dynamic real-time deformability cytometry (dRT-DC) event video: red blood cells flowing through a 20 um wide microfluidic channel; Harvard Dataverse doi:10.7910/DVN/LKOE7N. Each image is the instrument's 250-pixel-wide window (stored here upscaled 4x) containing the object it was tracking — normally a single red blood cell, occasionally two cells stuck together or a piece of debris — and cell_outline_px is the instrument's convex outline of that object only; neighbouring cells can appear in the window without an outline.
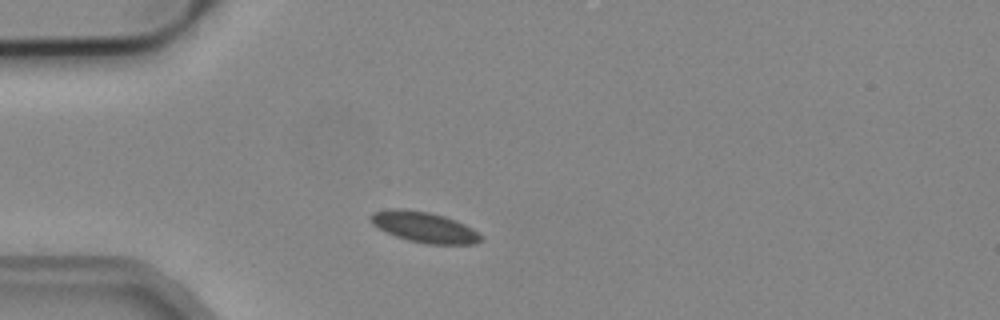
{"species": "common noctule bat (a hibernating species)", "species_latin": "Nyctalus noctula", "temperature_condition": "cold", "stored_images_in_passage": 1, "camera_frame_rate_fps": 3000, "um_per_image_px": 0.085, "animal": {"sex": "male", "body_mass_g": 19.2, "forearm_length_mm": 51.8}, "frame": {"image": 1, "passage_image": 1, "time_ms": 0.0, "image_size_px": [1000, 320], "cell_outline_px": [[484, 240], [476, 244], [428, 244], [408, 240], [396, 236], [372, 224], [368, 220], [368, 216], [372, 212], [392, 208], [400, 208], [428, 212], [444, 216], [456, 220], [472, 228]], "centroid_in_image_um": [36.03, 19.3], "position_along_channel_um": 49.0, "area_um2": 19.65}}